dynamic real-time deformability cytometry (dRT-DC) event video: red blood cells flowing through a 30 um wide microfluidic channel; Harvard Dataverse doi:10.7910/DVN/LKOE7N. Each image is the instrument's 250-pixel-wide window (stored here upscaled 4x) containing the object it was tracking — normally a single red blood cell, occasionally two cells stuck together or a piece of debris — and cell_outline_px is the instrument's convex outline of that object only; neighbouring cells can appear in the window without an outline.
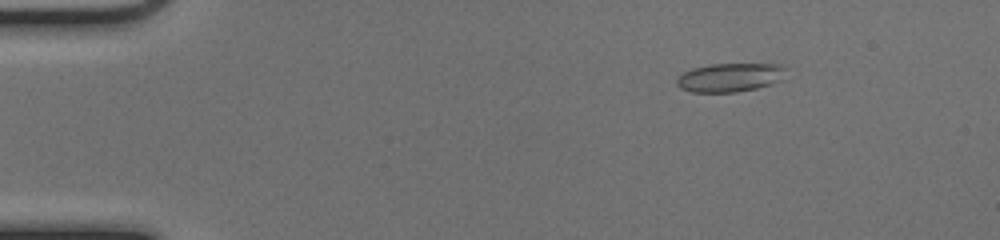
{"species": "common noctule bat (a hibernating species)", "species_latin": "Nyctalus noctula", "temperature_condition": "cold", "stored_images_in_passage": 52, "camera_frame_rate_fps": 3000, "um_per_image_px": 0.085, "animal": {"sex": "female", "body_mass_g": 17.0, "forearm_length_mm": 48.0}, "frame": {"image": 1, "passage_image": 8, "time_ms": 2.333, "image_size_px": [1000, 240], "cell_outline_px": [[784, 68], [780, 80], [756, 88], [736, 92], [692, 92], [680, 88], [676, 84], [676, 80], [684, 72], [692, 68], [712, 64], [780, 64]], "centroid_in_image_um": [61.98, 6.58], "position_along_channel_um": 23.0, "area_um2": 17.92}}
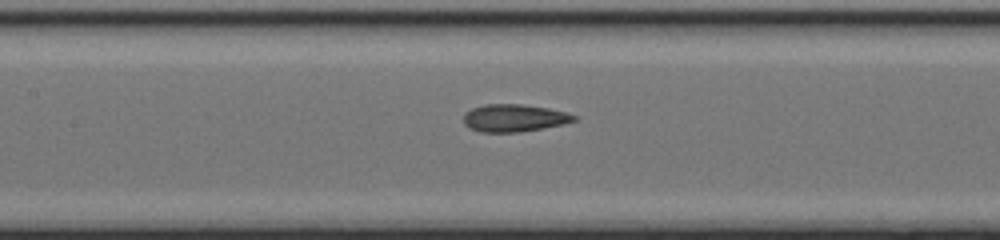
{"frame": {"image": 2, "passage_image": 25, "time_ms": 8.0, "image_size_px": [1000, 240], "cell_outline_px": [[576, 120], [564, 124], [516, 132], [480, 132], [468, 128], [464, 124], [464, 112], [472, 108], [484, 104], [520, 104], [548, 108], [568, 112], [576, 116]], "centroid_in_image_um": [43.67, 10.02], "position_along_channel_um": 163.7, "area_um2": 17.69}}
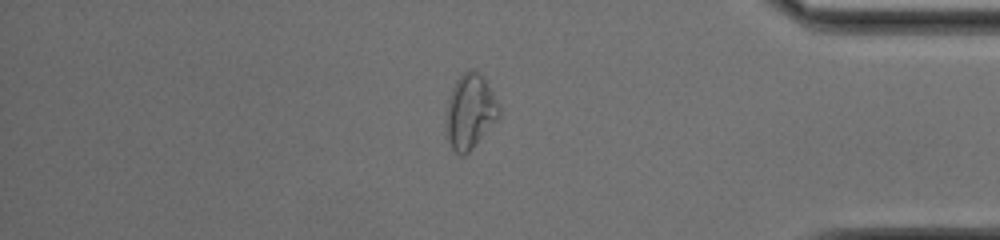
{"frame": {"image": 3, "passage_image": 44, "time_ms": 14.333, "image_size_px": [1000, 240], "cell_outline_px": [[500, 116], [472, 148], [464, 156], [460, 156], [452, 148], [448, 140], [448, 100], [452, 88], [456, 80], [468, 68], [472, 68], [484, 80], [500, 108]], "centroid_in_image_um": [39.96, 9.49], "position_along_channel_um": 395.2, "area_um2": 22.14}, "authors_computed_cell_mechanics": {"area_um2": 18.496, "velocity_mm_per_s": 4.0775, "shape_relaxation_time_tau1_ms": null, "shape_relaxation_time_tau2_ms": 1.2949, "deformation_change_tau1": null, "deformation_change_tau2": 0.0766}}